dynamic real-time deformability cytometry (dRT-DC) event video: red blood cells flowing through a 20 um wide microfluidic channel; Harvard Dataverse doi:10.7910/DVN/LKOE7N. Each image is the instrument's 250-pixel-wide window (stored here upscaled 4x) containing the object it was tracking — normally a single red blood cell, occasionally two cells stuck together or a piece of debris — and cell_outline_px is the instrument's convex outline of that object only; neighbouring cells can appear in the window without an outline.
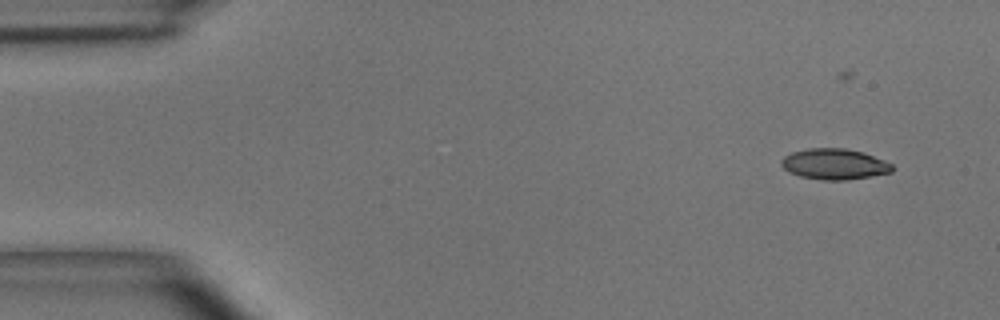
{"species": "common noctule bat (a hibernating species)", "species_latin": "Nyctalus noctula", "temperature_condition": "room temperature", "stored_images_in_passage": 4, "camera_frame_rate_fps": 3000, "um_per_image_px": 0.085, "animal": {"sex": "male", "body_mass_g": 15.6}, "frame": {"image": 1, "passage_image": 2, "time_ms": 0.333, "image_size_px": [1000, 320], "cell_outline_px": [[892, 172], [848, 180], [820, 180], [800, 176], [788, 172], [780, 164], [780, 160], [784, 156], [792, 152], [808, 148], [844, 148], [864, 152], [884, 160], [892, 164]], "centroid_in_image_um": [70.9, 13.95], "position_along_channel_um": 14.1, "area_um2": 20.0}}